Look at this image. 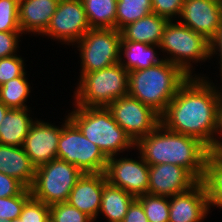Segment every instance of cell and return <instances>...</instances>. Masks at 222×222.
<instances>
[{
    "mask_svg": "<svg viewBox=\"0 0 222 222\" xmlns=\"http://www.w3.org/2000/svg\"><path fill=\"white\" fill-rule=\"evenodd\" d=\"M208 214L209 201L202 181L169 198L168 222H203Z\"/></svg>",
    "mask_w": 222,
    "mask_h": 222,
    "instance_id": "2e32d148",
    "label": "cell"
},
{
    "mask_svg": "<svg viewBox=\"0 0 222 222\" xmlns=\"http://www.w3.org/2000/svg\"><path fill=\"white\" fill-rule=\"evenodd\" d=\"M216 56V57H215ZM219 56V57H218ZM218 60L219 77L221 78L220 83H222V23L218 29L217 35L210 42V61L212 58Z\"/></svg>",
    "mask_w": 222,
    "mask_h": 222,
    "instance_id": "74e56055",
    "label": "cell"
},
{
    "mask_svg": "<svg viewBox=\"0 0 222 222\" xmlns=\"http://www.w3.org/2000/svg\"><path fill=\"white\" fill-rule=\"evenodd\" d=\"M57 147V159L75 165L82 173H104L108 157L64 116Z\"/></svg>",
    "mask_w": 222,
    "mask_h": 222,
    "instance_id": "52a82bcc",
    "label": "cell"
},
{
    "mask_svg": "<svg viewBox=\"0 0 222 222\" xmlns=\"http://www.w3.org/2000/svg\"><path fill=\"white\" fill-rule=\"evenodd\" d=\"M143 160L149 165L175 164L187 169L198 181L205 174L209 148L197 138L168 130L161 123L135 143Z\"/></svg>",
    "mask_w": 222,
    "mask_h": 222,
    "instance_id": "7a4b0ae2",
    "label": "cell"
},
{
    "mask_svg": "<svg viewBox=\"0 0 222 222\" xmlns=\"http://www.w3.org/2000/svg\"><path fill=\"white\" fill-rule=\"evenodd\" d=\"M177 21L211 42L222 23V4L211 0H184Z\"/></svg>",
    "mask_w": 222,
    "mask_h": 222,
    "instance_id": "5bb4252c",
    "label": "cell"
},
{
    "mask_svg": "<svg viewBox=\"0 0 222 222\" xmlns=\"http://www.w3.org/2000/svg\"><path fill=\"white\" fill-rule=\"evenodd\" d=\"M61 131L62 124L57 126L40 118L31 124L22 147L35 168L57 159Z\"/></svg>",
    "mask_w": 222,
    "mask_h": 222,
    "instance_id": "4fadbf2b",
    "label": "cell"
},
{
    "mask_svg": "<svg viewBox=\"0 0 222 222\" xmlns=\"http://www.w3.org/2000/svg\"><path fill=\"white\" fill-rule=\"evenodd\" d=\"M10 108H8L7 106H5L1 101H0V125L2 123L3 118L5 117L7 111Z\"/></svg>",
    "mask_w": 222,
    "mask_h": 222,
    "instance_id": "ab89813d",
    "label": "cell"
},
{
    "mask_svg": "<svg viewBox=\"0 0 222 222\" xmlns=\"http://www.w3.org/2000/svg\"><path fill=\"white\" fill-rule=\"evenodd\" d=\"M23 35L21 31L0 32V58L18 54L20 50L19 44Z\"/></svg>",
    "mask_w": 222,
    "mask_h": 222,
    "instance_id": "e575fe53",
    "label": "cell"
},
{
    "mask_svg": "<svg viewBox=\"0 0 222 222\" xmlns=\"http://www.w3.org/2000/svg\"><path fill=\"white\" fill-rule=\"evenodd\" d=\"M91 29L81 0H59L49 26L41 37L73 46Z\"/></svg>",
    "mask_w": 222,
    "mask_h": 222,
    "instance_id": "8fae6325",
    "label": "cell"
},
{
    "mask_svg": "<svg viewBox=\"0 0 222 222\" xmlns=\"http://www.w3.org/2000/svg\"><path fill=\"white\" fill-rule=\"evenodd\" d=\"M183 3L184 0H152V13L169 21L178 20Z\"/></svg>",
    "mask_w": 222,
    "mask_h": 222,
    "instance_id": "836d02e7",
    "label": "cell"
},
{
    "mask_svg": "<svg viewBox=\"0 0 222 222\" xmlns=\"http://www.w3.org/2000/svg\"><path fill=\"white\" fill-rule=\"evenodd\" d=\"M169 20L155 13L128 24L121 30L122 37L127 41L158 45Z\"/></svg>",
    "mask_w": 222,
    "mask_h": 222,
    "instance_id": "7402d4cb",
    "label": "cell"
},
{
    "mask_svg": "<svg viewBox=\"0 0 222 222\" xmlns=\"http://www.w3.org/2000/svg\"><path fill=\"white\" fill-rule=\"evenodd\" d=\"M106 183L105 173H83L71 190L67 202L96 221Z\"/></svg>",
    "mask_w": 222,
    "mask_h": 222,
    "instance_id": "e0dca14e",
    "label": "cell"
},
{
    "mask_svg": "<svg viewBox=\"0 0 222 222\" xmlns=\"http://www.w3.org/2000/svg\"><path fill=\"white\" fill-rule=\"evenodd\" d=\"M142 205L148 222L169 221V198L146 193L136 198Z\"/></svg>",
    "mask_w": 222,
    "mask_h": 222,
    "instance_id": "83f0119b",
    "label": "cell"
},
{
    "mask_svg": "<svg viewBox=\"0 0 222 222\" xmlns=\"http://www.w3.org/2000/svg\"><path fill=\"white\" fill-rule=\"evenodd\" d=\"M50 216V206L31 197L23 206L16 222H45Z\"/></svg>",
    "mask_w": 222,
    "mask_h": 222,
    "instance_id": "1f68e13d",
    "label": "cell"
},
{
    "mask_svg": "<svg viewBox=\"0 0 222 222\" xmlns=\"http://www.w3.org/2000/svg\"><path fill=\"white\" fill-rule=\"evenodd\" d=\"M121 31L91 28L72 48L79 51V79L83 74L110 67L120 60Z\"/></svg>",
    "mask_w": 222,
    "mask_h": 222,
    "instance_id": "9c48e42d",
    "label": "cell"
},
{
    "mask_svg": "<svg viewBox=\"0 0 222 222\" xmlns=\"http://www.w3.org/2000/svg\"><path fill=\"white\" fill-rule=\"evenodd\" d=\"M26 73L28 72L25 71L21 76L1 85L0 101L8 108L24 109L30 106L26 103L32 93V87Z\"/></svg>",
    "mask_w": 222,
    "mask_h": 222,
    "instance_id": "484cf974",
    "label": "cell"
},
{
    "mask_svg": "<svg viewBox=\"0 0 222 222\" xmlns=\"http://www.w3.org/2000/svg\"><path fill=\"white\" fill-rule=\"evenodd\" d=\"M31 197V190L26 188L20 195L0 198V220L15 221Z\"/></svg>",
    "mask_w": 222,
    "mask_h": 222,
    "instance_id": "f1b7e54d",
    "label": "cell"
},
{
    "mask_svg": "<svg viewBox=\"0 0 222 222\" xmlns=\"http://www.w3.org/2000/svg\"><path fill=\"white\" fill-rule=\"evenodd\" d=\"M202 182L205 186L210 212L214 206L222 209V152H210L205 163Z\"/></svg>",
    "mask_w": 222,
    "mask_h": 222,
    "instance_id": "cb8c5ba5",
    "label": "cell"
},
{
    "mask_svg": "<svg viewBox=\"0 0 222 222\" xmlns=\"http://www.w3.org/2000/svg\"><path fill=\"white\" fill-rule=\"evenodd\" d=\"M45 222H55V221L52 219L51 216H49V217L45 220Z\"/></svg>",
    "mask_w": 222,
    "mask_h": 222,
    "instance_id": "60d3db41",
    "label": "cell"
},
{
    "mask_svg": "<svg viewBox=\"0 0 222 222\" xmlns=\"http://www.w3.org/2000/svg\"><path fill=\"white\" fill-rule=\"evenodd\" d=\"M129 72L116 63L101 70L83 74L72 99L80 107H107L116 99L128 95Z\"/></svg>",
    "mask_w": 222,
    "mask_h": 222,
    "instance_id": "8992f818",
    "label": "cell"
},
{
    "mask_svg": "<svg viewBox=\"0 0 222 222\" xmlns=\"http://www.w3.org/2000/svg\"><path fill=\"white\" fill-rule=\"evenodd\" d=\"M31 107L24 109L10 108L0 125V144L20 147L23 146L31 124L36 117H32Z\"/></svg>",
    "mask_w": 222,
    "mask_h": 222,
    "instance_id": "44dd1931",
    "label": "cell"
},
{
    "mask_svg": "<svg viewBox=\"0 0 222 222\" xmlns=\"http://www.w3.org/2000/svg\"><path fill=\"white\" fill-rule=\"evenodd\" d=\"M91 28L116 29L117 0H81Z\"/></svg>",
    "mask_w": 222,
    "mask_h": 222,
    "instance_id": "d4e9b609",
    "label": "cell"
},
{
    "mask_svg": "<svg viewBox=\"0 0 222 222\" xmlns=\"http://www.w3.org/2000/svg\"><path fill=\"white\" fill-rule=\"evenodd\" d=\"M67 113L69 119L82 134L109 158L114 155L130 154L135 150V143L114 120L107 107H80L72 105Z\"/></svg>",
    "mask_w": 222,
    "mask_h": 222,
    "instance_id": "277c9868",
    "label": "cell"
},
{
    "mask_svg": "<svg viewBox=\"0 0 222 222\" xmlns=\"http://www.w3.org/2000/svg\"><path fill=\"white\" fill-rule=\"evenodd\" d=\"M222 97L217 111L216 128L213 137V152H222Z\"/></svg>",
    "mask_w": 222,
    "mask_h": 222,
    "instance_id": "f35d334b",
    "label": "cell"
},
{
    "mask_svg": "<svg viewBox=\"0 0 222 222\" xmlns=\"http://www.w3.org/2000/svg\"><path fill=\"white\" fill-rule=\"evenodd\" d=\"M209 76L189 77L178 89L165 112L161 124L168 130L200 140L213 152L217 111L222 97V84Z\"/></svg>",
    "mask_w": 222,
    "mask_h": 222,
    "instance_id": "6da1fadb",
    "label": "cell"
},
{
    "mask_svg": "<svg viewBox=\"0 0 222 222\" xmlns=\"http://www.w3.org/2000/svg\"><path fill=\"white\" fill-rule=\"evenodd\" d=\"M83 173L73 164L60 159L36 168L32 197L48 206L67 202L69 194Z\"/></svg>",
    "mask_w": 222,
    "mask_h": 222,
    "instance_id": "ba28073f",
    "label": "cell"
},
{
    "mask_svg": "<svg viewBox=\"0 0 222 222\" xmlns=\"http://www.w3.org/2000/svg\"><path fill=\"white\" fill-rule=\"evenodd\" d=\"M117 124L136 143L160 123V115L130 95L116 99L107 106Z\"/></svg>",
    "mask_w": 222,
    "mask_h": 222,
    "instance_id": "30bf717a",
    "label": "cell"
},
{
    "mask_svg": "<svg viewBox=\"0 0 222 222\" xmlns=\"http://www.w3.org/2000/svg\"><path fill=\"white\" fill-rule=\"evenodd\" d=\"M18 7L19 0H0V32L21 31Z\"/></svg>",
    "mask_w": 222,
    "mask_h": 222,
    "instance_id": "4dcf8cb0",
    "label": "cell"
},
{
    "mask_svg": "<svg viewBox=\"0 0 222 222\" xmlns=\"http://www.w3.org/2000/svg\"><path fill=\"white\" fill-rule=\"evenodd\" d=\"M161 49L158 45L127 41L123 37L120 43L119 63L128 71L149 68L164 60L159 56Z\"/></svg>",
    "mask_w": 222,
    "mask_h": 222,
    "instance_id": "ffe728a7",
    "label": "cell"
},
{
    "mask_svg": "<svg viewBox=\"0 0 222 222\" xmlns=\"http://www.w3.org/2000/svg\"><path fill=\"white\" fill-rule=\"evenodd\" d=\"M59 0H19L18 15L24 35L41 36L50 24Z\"/></svg>",
    "mask_w": 222,
    "mask_h": 222,
    "instance_id": "ac0fdd59",
    "label": "cell"
},
{
    "mask_svg": "<svg viewBox=\"0 0 222 222\" xmlns=\"http://www.w3.org/2000/svg\"><path fill=\"white\" fill-rule=\"evenodd\" d=\"M122 222H148L144 209L136 198L129 205Z\"/></svg>",
    "mask_w": 222,
    "mask_h": 222,
    "instance_id": "8d00e7d4",
    "label": "cell"
},
{
    "mask_svg": "<svg viewBox=\"0 0 222 222\" xmlns=\"http://www.w3.org/2000/svg\"><path fill=\"white\" fill-rule=\"evenodd\" d=\"M0 172L17 179L30 189L34 183L36 168L22 146L0 144Z\"/></svg>",
    "mask_w": 222,
    "mask_h": 222,
    "instance_id": "d6986e66",
    "label": "cell"
},
{
    "mask_svg": "<svg viewBox=\"0 0 222 222\" xmlns=\"http://www.w3.org/2000/svg\"><path fill=\"white\" fill-rule=\"evenodd\" d=\"M137 154V159L128 154L109 157L104 172L109 184L124 189L135 198L148 193L149 186V165L139 152Z\"/></svg>",
    "mask_w": 222,
    "mask_h": 222,
    "instance_id": "7c38bea8",
    "label": "cell"
},
{
    "mask_svg": "<svg viewBox=\"0 0 222 222\" xmlns=\"http://www.w3.org/2000/svg\"><path fill=\"white\" fill-rule=\"evenodd\" d=\"M152 13V0H117L116 29L125 26Z\"/></svg>",
    "mask_w": 222,
    "mask_h": 222,
    "instance_id": "4316f807",
    "label": "cell"
},
{
    "mask_svg": "<svg viewBox=\"0 0 222 222\" xmlns=\"http://www.w3.org/2000/svg\"><path fill=\"white\" fill-rule=\"evenodd\" d=\"M134 199L135 197L124 189L113 186L107 182L103 187L101 205L97 218L103 215L107 222H122L129 205Z\"/></svg>",
    "mask_w": 222,
    "mask_h": 222,
    "instance_id": "603a6c76",
    "label": "cell"
},
{
    "mask_svg": "<svg viewBox=\"0 0 222 222\" xmlns=\"http://www.w3.org/2000/svg\"><path fill=\"white\" fill-rule=\"evenodd\" d=\"M24 59L19 54L0 58V85L21 76L27 70Z\"/></svg>",
    "mask_w": 222,
    "mask_h": 222,
    "instance_id": "d6a6232c",
    "label": "cell"
},
{
    "mask_svg": "<svg viewBox=\"0 0 222 222\" xmlns=\"http://www.w3.org/2000/svg\"><path fill=\"white\" fill-rule=\"evenodd\" d=\"M189 76L163 60L149 68L129 72L128 95L151 107L160 116Z\"/></svg>",
    "mask_w": 222,
    "mask_h": 222,
    "instance_id": "3957f363",
    "label": "cell"
},
{
    "mask_svg": "<svg viewBox=\"0 0 222 222\" xmlns=\"http://www.w3.org/2000/svg\"><path fill=\"white\" fill-rule=\"evenodd\" d=\"M159 48L164 60L180 67L189 77L204 75L194 73L196 67H193L210 60V42L199 33L177 20L169 21L164 28Z\"/></svg>",
    "mask_w": 222,
    "mask_h": 222,
    "instance_id": "5b68a950",
    "label": "cell"
},
{
    "mask_svg": "<svg viewBox=\"0 0 222 222\" xmlns=\"http://www.w3.org/2000/svg\"><path fill=\"white\" fill-rule=\"evenodd\" d=\"M198 182L187 169L175 164L149 166L148 194L170 198L189 190Z\"/></svg>",
    "mask_w": 222,
    "mask_h": 222,
    "instance_id": "9a60e30c",
    "label": "cell"
},
{
    "mask_svg": "<svg viewBox=\"0 0 222 222\" xmlns=\"http://www.w3.org/2000/svg\"><path fill=\"white\" fill-rule=\"evenodd\" d=\"M211 1H215V2H217V3L222 4V0H211Z\"/></svg>",
    "mask_w": 222,
    "mask_h": 222,
    "instance_id": "b9f144b4",
    "label": "cell"
},
{
    "mask_svg": "<svg viewBox=\"0 0 222 222\" xmlns=\"http://www.w3.org/2000/svg\"><path fill=\"white\" fill-rule=\"evenodd\" d=\"M50 216L55 222H95L68 202L50 206Z\"/></svg>",
    "mask_w": 222,
    "mask_h": 222,
    "instance_id": "f546056e",
    "label": "cell"
},
{
    "mask_svg": "<svg viewBox=\"0 0 222 222\" xmlns=\"http://www.w3.org/2000/svg\"><path fill=\"white\" fill-rule=\"evenodd\" d=\"M25 189L17 179L0 172V198L20 195Z\"/></svg>",
    "mask_w": 222,
    "mask_h": 222,
    "instance_id": "d590c367",
    "label": "cell"
}]
</instances>
